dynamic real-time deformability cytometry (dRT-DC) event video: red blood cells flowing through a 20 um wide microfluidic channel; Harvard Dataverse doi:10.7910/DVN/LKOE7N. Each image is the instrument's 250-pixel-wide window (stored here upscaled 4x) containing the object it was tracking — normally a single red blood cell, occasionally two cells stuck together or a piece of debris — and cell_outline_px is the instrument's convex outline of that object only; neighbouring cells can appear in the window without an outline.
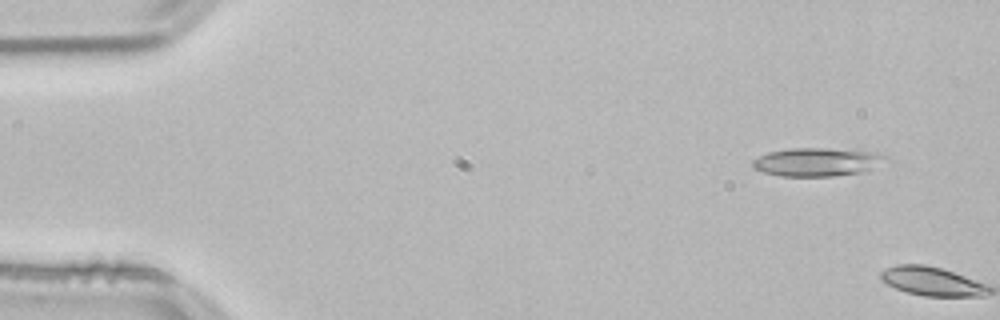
{"species": "common noctule bat (a hibernating species)", "species_latin": "Nyctalus noctula", "temperature_condition": "room temperature", "stored_images_in_passage": 2, "camera_frame_rate_fps": 3000, "um_per_image_px": 0.085, "animal": {"sex": "male", "body_mass_g": 21.5, "forearm_length_mm": 52.0}, "frame": {"image": 1, "passage_image": 1, "time_ms": 0.0, "image_size_px": [1000, 320], "cell_outline_px": [[888, 156], [864, 172], [832, 176], [780, 176], [764, 172], [752, 168], [752, 160], [768, 152], [788, 148], [828, 148], [876, 152]], "centroid_in_image_um": [69.37, 13.76], "position_along_channel_um": 15.6, "area_um2": 21.79}}